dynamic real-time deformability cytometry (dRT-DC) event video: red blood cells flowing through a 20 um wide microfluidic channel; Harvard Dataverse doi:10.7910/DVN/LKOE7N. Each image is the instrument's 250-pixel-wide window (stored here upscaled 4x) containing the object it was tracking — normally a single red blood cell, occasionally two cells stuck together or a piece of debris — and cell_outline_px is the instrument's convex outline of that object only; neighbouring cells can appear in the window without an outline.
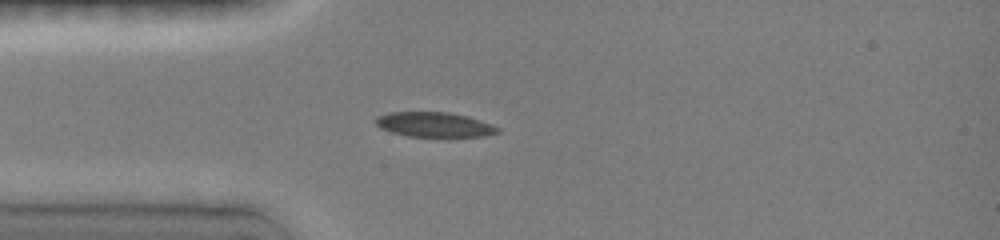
{"species": "common noctule bat (a hibernating species)", "species_latin": "Nyctalus noctula", "temperature_condition": "room temperature", "stored_images_in_passage": 24, "camera_frame_rate_fps": 3000, "um_per_image_px": 0.085, "animal": {"sex": "female", "body_mass_g": 19.0, "forearm_length_mm": 51.5}, "frame": {"image": 1, "passage_image": 9, "time_ms": 1.667, "image_size_px": [1000, 240], "cell_outline_px": [[500, 132], [484, 136], [408, 136], [392, 132], [380, 128], [372, 120], [376, 116], [388, 112], [448, 112], [468, 116], [492, 124], [500, 128]], "centroid_in_image_um": [36.89, 10.58], "position_along_channel_um": 48.1, "area_um2": 17.69}}